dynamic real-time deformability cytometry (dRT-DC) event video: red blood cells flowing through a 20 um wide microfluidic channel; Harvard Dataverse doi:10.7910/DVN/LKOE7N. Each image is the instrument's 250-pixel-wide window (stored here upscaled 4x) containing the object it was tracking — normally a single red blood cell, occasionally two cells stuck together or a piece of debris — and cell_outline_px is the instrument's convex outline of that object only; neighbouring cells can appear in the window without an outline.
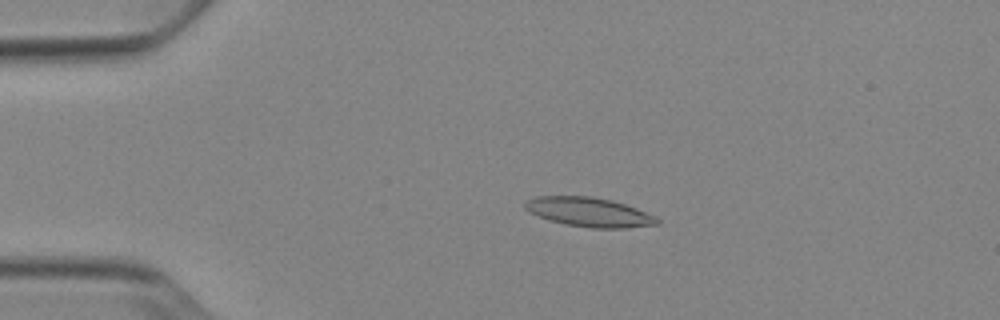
{"species": "Egyptian fruit bat (a non-hibernating species)", "species_latin": "Rousettus aegyptiacus", "temperature_condition": "cold", "stored_images_in_passage": 52, "camera_frame_rate_fps": 3000, "um_per_image_px": 0.085, "animal": {"sex": "female"}, "frame": {"image": 1, "passage_image": 11, "time_ms": 3.333, "image_size_px": [1000, 320], "cell_outline_px": [[660, 224], [624, 228], [592, 228], [564, 224], [548, 220], [528, 212], [524, 208], [524, 204], [528, 200], [536, 196], [592, 196], [612, 200], [636, 208], [656, 216], [660, 220]], "centroid_in_image_um": [50.07, 18.03], "position_along_channel_um": 34.9, "area_um2": 22.66}}
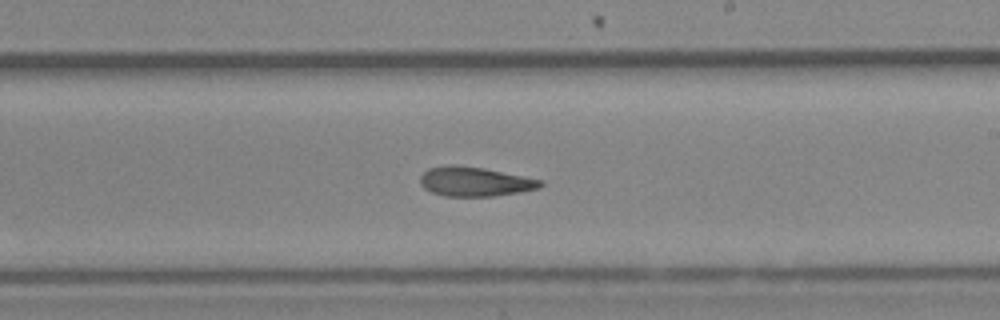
{"frame": {"image": 2, "passage_image": 31, "time_ms": 10.0, "image_size_px": [1000, 320], "cell_outline_px": [[544, 184], [540, 188], [492, 196], [444, 196], [432, 192], [424, 188], [420, 184], [420, 176], [428, 168], [448, 164], [456, 164], [484, 168], [544, 180]], "centroid_in_image_um": [40.34, 15.42], "position_along_channel_um": 248.7, "area_um2": 20.69}}
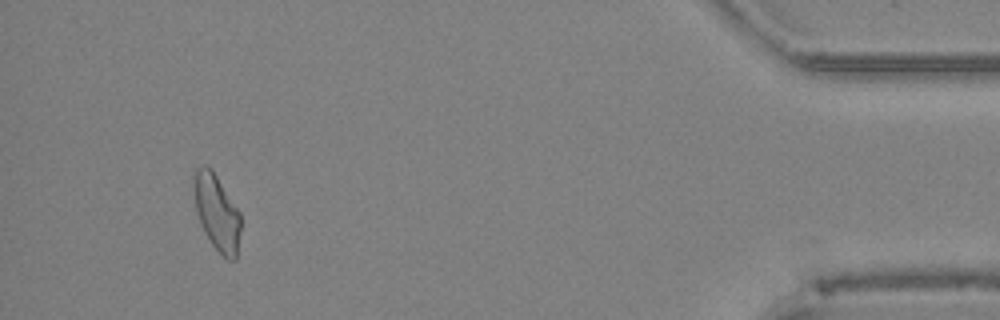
{"frame": {"image": 3, "passage_image": 49, "time_ms": 16.0, "image_size_px": [1000, 320], "cell_outline_px": [[240, 232], [236, 260], [228, 260], [212, 244], [204, 232], [200, 224], [196, 212], [196, 168], [200, 164], [204, 164], [212, 168], [240, 212]], "centroid_in_image_um": [18.46, 18.07], "position_along_channel_um": 416.7, "area_um2": 20.35}, "authors_computed_cell_mechanics": {"area_um2": 21.2993, "velocity_mm_per_s": 3.881, "shape_relaxation_time_tau1_ms": null, "shape_relaxation_time_tau2_ms": 4.4629, "deformation_change_tau1": null, "deformation_change_tau2": 0.1284}}